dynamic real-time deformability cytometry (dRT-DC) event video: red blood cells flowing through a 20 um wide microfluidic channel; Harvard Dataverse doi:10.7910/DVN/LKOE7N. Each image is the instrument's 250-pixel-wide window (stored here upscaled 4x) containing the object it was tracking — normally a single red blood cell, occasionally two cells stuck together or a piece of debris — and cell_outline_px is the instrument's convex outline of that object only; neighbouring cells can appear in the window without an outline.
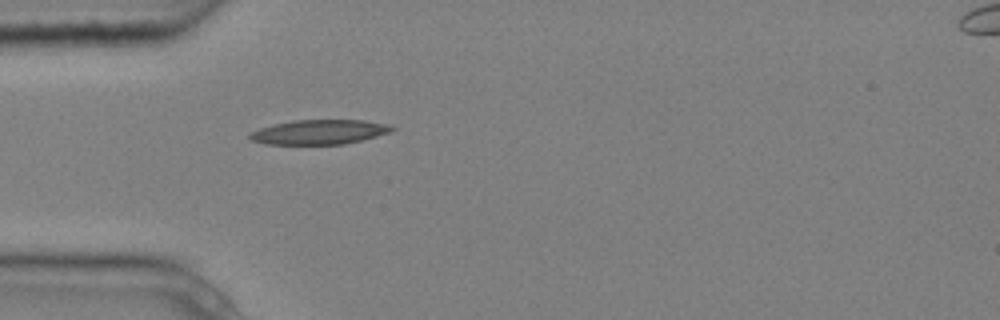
{"species": "common noctule bat (a hibernating species)", "species_latin": "Nyctalus noctula", "temperature_condition": "cold", "stored_images_in_passage": 1, "camera_frame_rate_fps": 3000, "um_per_image_px": 0.085, "animal": {"sex": "male", "body_mass_g": 20.4}, "frame": {"image": 1, "passage_image": 1, "time_ms": 0.0, "image_size_px": [1000, 320], "cell_outline_px": [[396, 128], [392, 132], [344, 144], [264, 144], [252, 140], [248, 136], [252, 132], [260, 128], [272, 124], [292, 120], [364, 120], [388, 124]], "centroid_in_image_um": [27.15, 11.21], "position_along_channel_um": 57.8, "area_um2": 20.35}}